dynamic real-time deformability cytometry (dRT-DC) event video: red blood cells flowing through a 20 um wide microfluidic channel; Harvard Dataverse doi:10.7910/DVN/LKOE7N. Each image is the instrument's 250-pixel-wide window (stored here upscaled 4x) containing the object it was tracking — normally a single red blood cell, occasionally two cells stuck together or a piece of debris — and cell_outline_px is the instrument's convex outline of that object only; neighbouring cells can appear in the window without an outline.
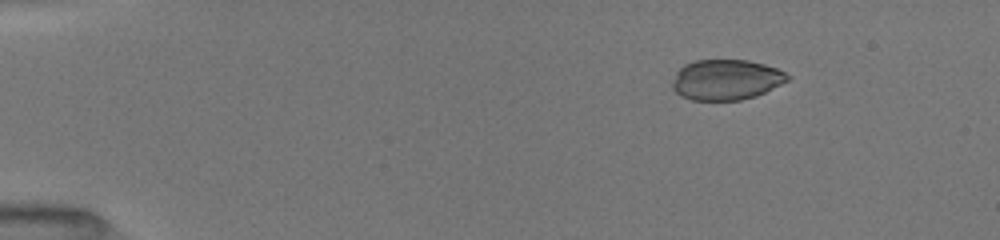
{"species": "common noctule bat (a hibernating species)", "species_latin": "Nyctalus noctula", "temperature_condition": "room temperature", "stored_images_in_passage": 27, "camera_frame_rate_fps": 3000, "um_per_image_px": 0.085, "animal": {"sex": "female", "body_mass_g": 19.5, "forearm_length_mm": 54.1}, "frame": {"image": 1, "passage_image": 2, "time_ms": 0.333, "image_size_px": [1000, 240], "cell_outline_px": [[792, 76], [788, 80], [756, 96], [740, 100], [692, 100], [680, 96], [672, 88], [672, 80], [676, 72], [684, 64], [696, 60], [748, 60], [764, 64], [776, 68]], "centroid_in_image_um": [61.69, 6.77], "position_along_channel_um": 23.3, "area_um2": 27.17}}
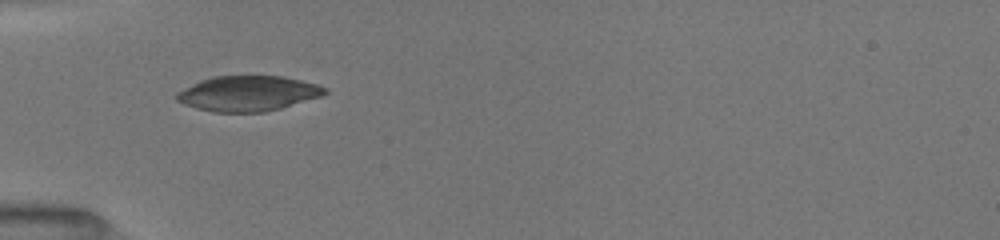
{"frame": {"image": 2, "passage_image": 19, "time_ms": 3.667, "image_size_px": [1000, 240], "cell_outline_px": [[328, 92], [320, 96], [280, 108], [264, 112], [212, 112], [196, 108], [184, 104], [176, 100], [176, 92], [200, 80], [212, 76], [284, 76], [316, 84], [328, 88]], "centroid_in_image_um": [21.05, 7.94], "position_along_channel_um": 63.9, "area_um2": 30.35}}
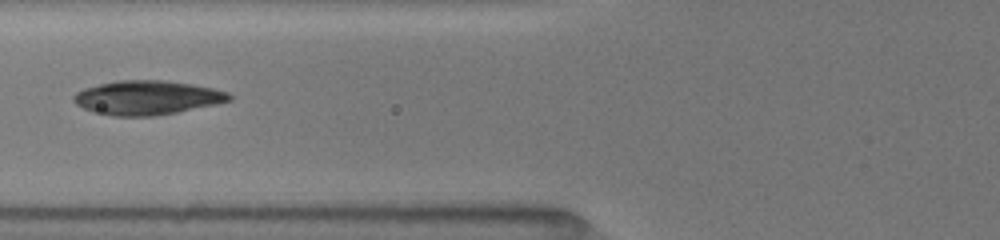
{"frame": {"image": 3, "passage_image": 26, "time_ms": 5.0, "image_size_px": [1000, 240], "cell_outline_px": [[232, 100], [216, 104], [156, 116], [112, 116], [92, 112], [76, 104], [72, 100], [72, 96], [76, 92], [84, 88], [100, 84], [120, 80], [160, 80], [188, 84], [212, 88], [228, 92], [232, 96]], "centroid_in_image_um": [12.47, 8.31], "position_along_channel_um": 113.3, "area_um2": 30.81}}